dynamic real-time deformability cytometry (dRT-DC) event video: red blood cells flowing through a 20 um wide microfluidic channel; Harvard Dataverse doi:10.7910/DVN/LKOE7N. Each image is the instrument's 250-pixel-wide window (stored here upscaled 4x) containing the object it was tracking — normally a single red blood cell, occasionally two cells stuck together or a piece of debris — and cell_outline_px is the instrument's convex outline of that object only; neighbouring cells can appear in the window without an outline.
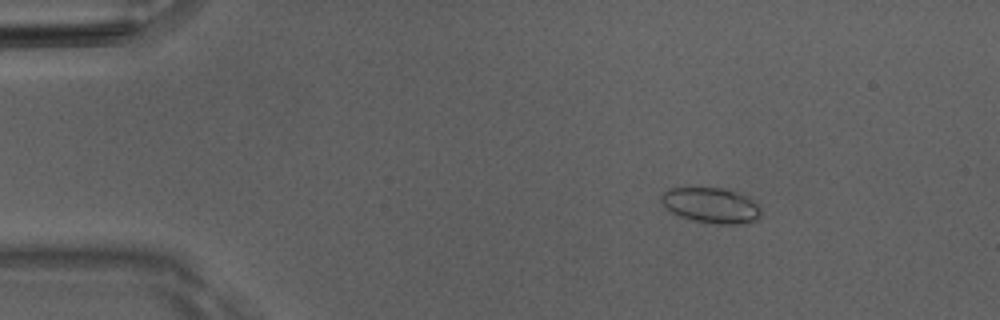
{"species": "Egyptian fruit bat (a non-hibernating species)", "species_latin": "Rousettus aegyptiacus", "temperature_condition": "room temperature", "stored_images_in_passage": 44, "camera_frame_rate_fps": 3000, "um_per_image_px": 0.085, "animal": {"sex": "male"}, "frame": {"image": 1, "passage_image": 1, "time_ms": 0.0, "image_size_px": [1000, 320], "cell_outline_px": [[760, 220], [752, 224], [720, 224], [696, 220], [680, 216], [664, 208], [660, 200], [660, 196], [668, 188], [688, 184], [724, 188], [740, 192], [748, 196], [760, 208]], "centroid_in_image_um": [60.43, 17.4], "position_along_channel_um": 24.6, "area_um2": 21.68}}
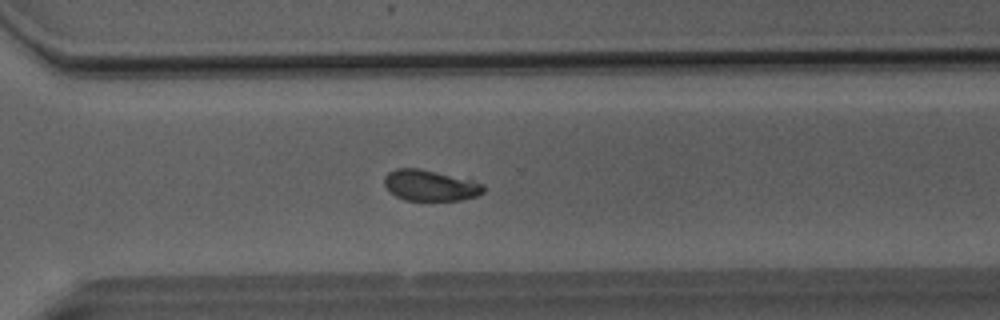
{"frame": {"image": 2, "passage_image": 30, "time_ms": 9.667, "image_size_px": [1000, 320], "cell_outline_px": [[484, 192], [476, 196], [460, 200], [404, 200], [388, 192], [384, 184], [384, 176], [388, 172], [396, 168], [420, 168], [484, 184]], "centroid_in_image_um": [36.5, 15.76], "position_along_channel_um": 334.1, "area_um2": 17.74}}
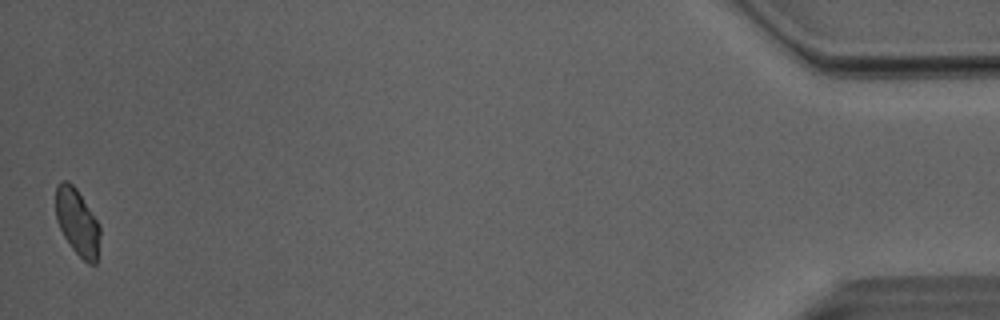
{"frame": {"image": 3, "passage_image": 44, "time_ms": 14.333, "image_size_px": [1000, 320], "cell_outline_px": [[100, 232], [96, 264], [88, 264], [72, 248], [64, 236], [56, 220], [56, 184], [60, 180], [68, 180], [76, 188], [100, 224]], "centroid_in_image_um": [6.57, 18.85], "position_along_channel_um": 428.6, "area_um2": 17.17}, "authors_computed_cell_mechanics": {"area_um2": 19.2474, "velocity_mm_per_s": 4.0286, "shape_relaxation_time_tau1_ms": 7.8219, "shape_relaxation_time_tau2_ms": 1.9419, "deformation_change_tau1": 0.202, "deformation_change_tau2": 0.0437}}